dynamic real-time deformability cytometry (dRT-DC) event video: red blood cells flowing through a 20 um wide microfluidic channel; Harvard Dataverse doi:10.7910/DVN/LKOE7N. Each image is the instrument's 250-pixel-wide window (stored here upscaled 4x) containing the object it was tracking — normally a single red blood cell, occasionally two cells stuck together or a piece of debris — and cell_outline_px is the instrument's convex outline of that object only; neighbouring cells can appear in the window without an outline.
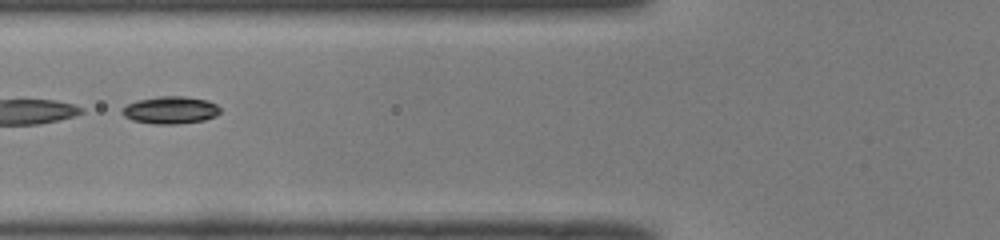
{"species": "common noctule bat (a hibernating species)", "species_latin": "Nyctalus noctula", "temperature_condition": "room temperature", "stored_images_in_passage": 49, "camera_frame_rate_fps": 3000, "um_per_image_px": 0.085, "animal": {"sex": "male", "body_mass_g": 19.0, "forearm_length_mm": 50.8}, "frame": {"image": 1, "passage_image": 20, "time_ms": 6.333, "image_size_px": [1000, 240], "cell_outline_px": [[220, 112], [216, 116], [204, 120], [176, 124], [156, 124], [132, 120], [124, 116], [120, 112], [120, 108], [128, 104], [140, 100], [156, 96], [184, 96], [208, 100], [216, 104], [220, 108]], "centroid_in_image_um": [14.49, 9.35], "position_along_channel_um": 111.3, "area_um2": 15.72}}
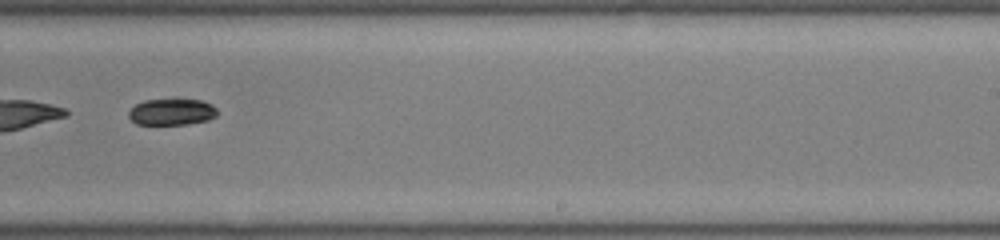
{"frame": {"image": 2, "passage_image": 32, "time_ms": 10.333, "image_size_px": [1000, 240], "cell_outline_px": [[216, 116], [208, 120], [188, 124], [136, 124], [128, 116], [128, 112], [136, 104], [144, 100], [176, 96], [200, 100], [212, 104], [216, 108]], "centroid_in_image_um": [14.6, 9.45], "position_along_channel_um": 274.4, "area_um2": 14.28}}
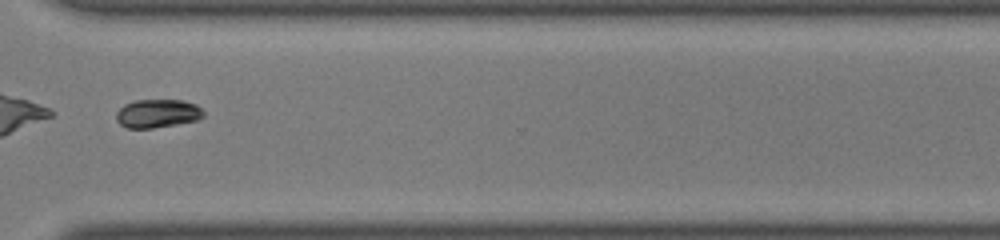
{"frame": {"image": 3, "passage_image": 38, "time_ms": 12.333, "image_size_px": [1000, 240], "cell_outline_px": [[204, 116], [196, 120], [176, 124], [152, 128], [128, 128], [120, 124], [116, 120], [116, 112], [124, 104], [136, 100], [184, 100], [196, 104], [204, 112]], "centroid_in_image_um": [13.38, 9.64], "position_along_channel_um": 357.2, "area_um2": 14.45}}